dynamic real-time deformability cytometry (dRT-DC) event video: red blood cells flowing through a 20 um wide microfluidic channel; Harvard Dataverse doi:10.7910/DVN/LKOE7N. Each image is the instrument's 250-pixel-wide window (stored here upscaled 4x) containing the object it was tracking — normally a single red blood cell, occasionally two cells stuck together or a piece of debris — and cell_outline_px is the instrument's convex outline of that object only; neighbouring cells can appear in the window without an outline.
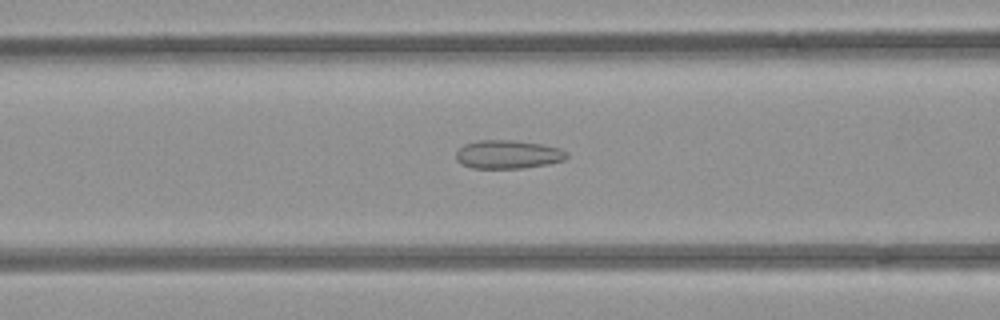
{"species": "common noctule bat (a hibernating species)", "species_latin": "Nyctalus noctula", "temperature_condition": "room temperature", "stored_images_in_passage": 38, "camera_frame_rate_fps": 3000, "um_per_image_px": 0.085, "animal": {"sex": "female", "body_mass_g": 21.9}, "frame": {"image": 1, "passage_image": 7, "time_ms": 2.0, "image_size_px": [1000, 320], "cell_outline_px": [[568, 156], [564, 160], [548, 164], [524, 168], [472, 168], [456, 160], [456, 152], [464, 144], [480, 140], [516, 140], [540, 144], [560, 148], [568, 152]], "centroid_in_image_um": [43.2, 13.12], "position_along_channel_um": 123.4, "area_um2": 18.38}}
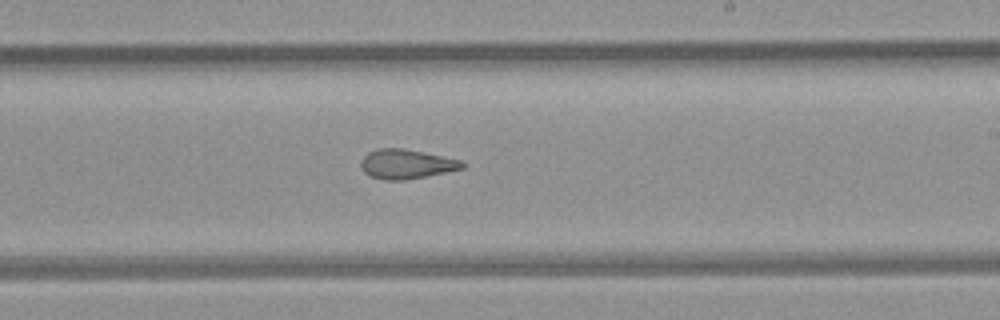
{"frame": {"image": 2, "passage_image": 17, "time_ms": 5.333, "image_size_px": [1000, 320], "cell_outline_px": [[464, 168], [404, 180], [384, 180], [372, 176], [364, 172], [360, 164], [364, 156], [368, 152], [380, 148], [404, 148], [460, 160], [464, 164]], "centroid_in_image_um": [34.51, 13.94], "position_along_channel_um": 254.5, "area_um2": 17.05}}
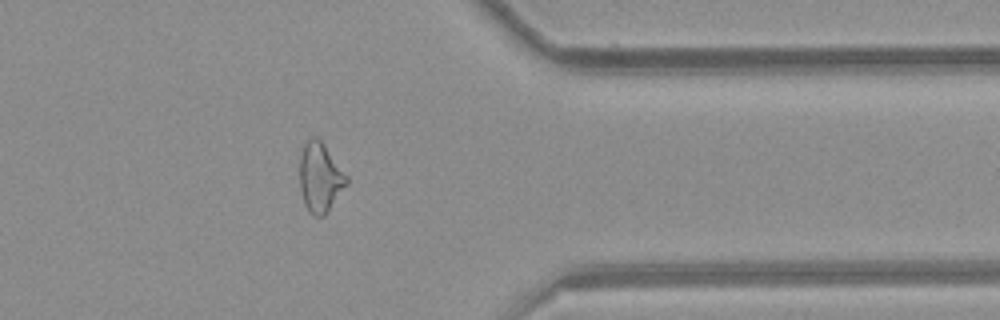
{"frame": {"image": 3, "passage_image": 28, "time_ms": 9.0, "image_size_px": [1000, 320], "cell_outline_px": [[348, 184], [324, 216], [312, 216], [304, 204], [300, 188], [300, 152], [304, 144], [312, 136], [316, 136], [324, 144], [348, 176]], "centroid_in_image_um": [27.21, 15.08], "position_along_channel_um": 384.2, "area_um2": 19.07}, "authors_computed_cell_mechanics": {"area_um2": 18.6405, "velocity_mm_per_s": 3.9296, "shape_relaxation_time_tau1_ms": null, "shape_relaxation_time_tau2_ms": 1.9629, "deformation_change_tau1": null, "deformation_change_tau2": 0.0957}}